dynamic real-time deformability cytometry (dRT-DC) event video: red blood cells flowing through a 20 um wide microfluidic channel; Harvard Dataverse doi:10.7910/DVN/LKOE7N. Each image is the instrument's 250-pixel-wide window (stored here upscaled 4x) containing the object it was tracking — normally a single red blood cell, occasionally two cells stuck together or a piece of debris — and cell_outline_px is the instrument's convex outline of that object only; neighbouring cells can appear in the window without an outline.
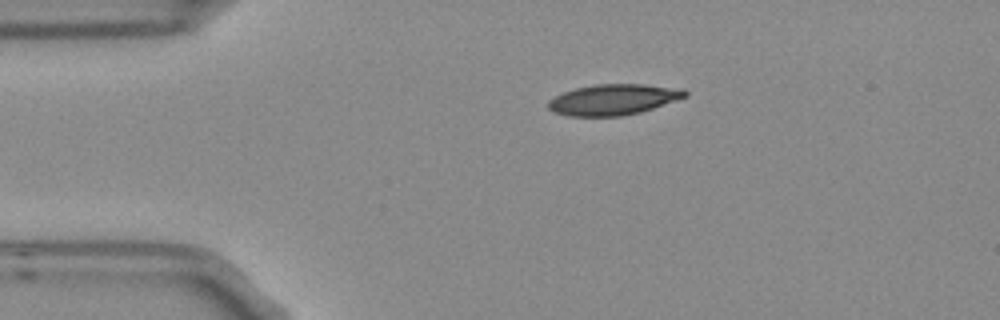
{"species": "Egyptian fruit bat (a non-hibernating species)", "species_latin": "Rousettus aegyptiacus", "temperature_condition": "room temperature", "stored_images_in_passage": 2, "camera_frame_rate_fps": 3000, "um_per_image_px": 0.085, "frame": {"image": 1, "passage_image": 1, "time_ms": 0.0, "image_size_px": [1000, 320], "cell_outline_px": [[688, 96], [640, 112], [620, 116], [568, 116], [556, 112], [548, 108], [548, 100], [564, 92], [576, 88], [596, 84], [644, 84], [684, 88], [688, 92]], "centroid_in_image_um": [52.17, 8.45], "position_along_channel_um": 32.8, "area_um2": 24.45}}